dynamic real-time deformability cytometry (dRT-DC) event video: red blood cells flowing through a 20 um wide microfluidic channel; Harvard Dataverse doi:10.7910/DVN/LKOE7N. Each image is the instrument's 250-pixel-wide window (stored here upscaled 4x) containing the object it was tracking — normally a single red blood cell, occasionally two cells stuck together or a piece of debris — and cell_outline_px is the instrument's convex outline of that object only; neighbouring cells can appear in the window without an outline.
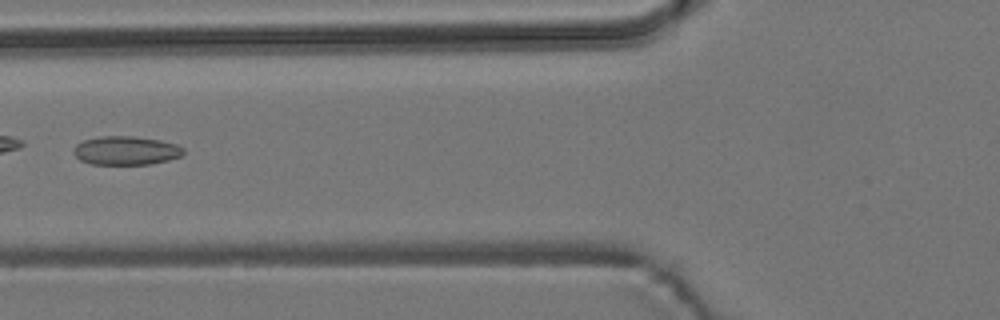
{"species": "common noctule bat (a hibernating species)", "species_latin": "Nyctalus noctula", "temperature_condition": "room temperature", "stored_images_in_passage": 7, "camera_frame_rate_fps": 3000, "um_per_image_px": 0.085, "animal": {"sex": "male", "body_mass_g": 19.2, "forearm_length_mm": 51.8}, "frame": {"image": 1, "passage_image": 6, "time_ms": 7.0, "image_size_px": [1000, 320], "cell_outline_px": [[184, 152], [180, 156], [168, 160], [148, 164], [92, 164], [80, 160], [72, 152], [72, 148], [76, 144], [84, 140], [100, 136], [132, 136], [160, 140], [176, 144], [184, 148]], "centroid_in_image_um": [10.68, 12.79], "position_along_channel_um": 115.1, "area_um2": 18.38}}
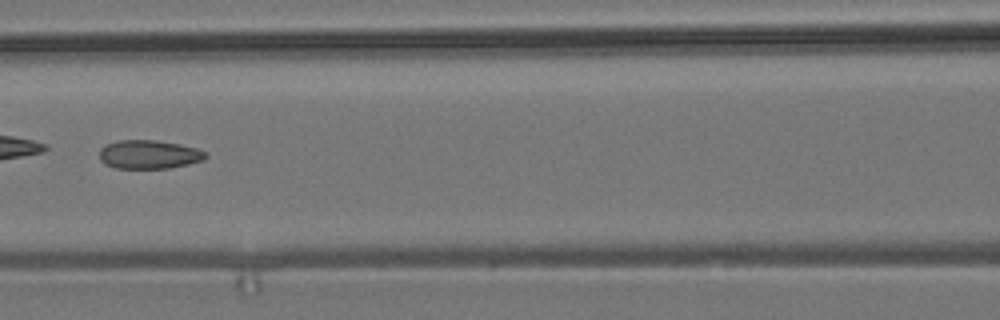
{"frame": {"image": 2, "passage_image": 7, "time_ms": 8.0, "image_size_px": [1000, 320], "cell_outline_px": [[208, 156], [204, 160], [188, 164], [168, 168], [116, 168], [104, 164], [100, 160], [100, 148], [104, 144], [116, 140], [156, 140], [180, 144], [196, 148], [208, 152]], "centroid_in_image_um": [12.66, 13.12], "position_along_channel_um": 153.9, "area_um2": 17.98}}